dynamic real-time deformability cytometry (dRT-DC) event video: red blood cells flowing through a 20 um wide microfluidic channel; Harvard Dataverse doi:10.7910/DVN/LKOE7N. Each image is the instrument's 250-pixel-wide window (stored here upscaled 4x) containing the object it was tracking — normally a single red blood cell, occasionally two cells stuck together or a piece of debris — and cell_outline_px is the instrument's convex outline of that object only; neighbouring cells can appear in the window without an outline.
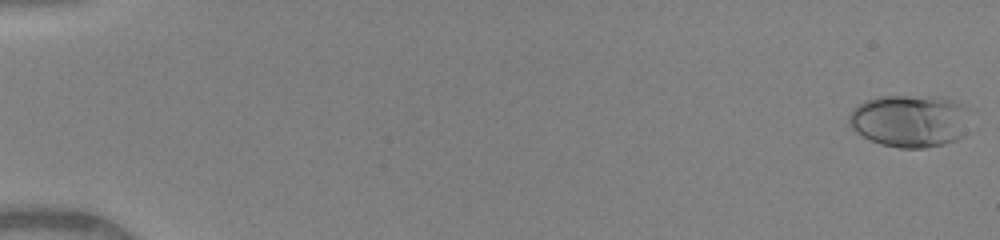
{"species": "human", "species_latin": "Homo sapiens", "temperature_condition": "warm", "stored_images_in_passage": 50, "camera_frame_rate_fps": 3000, "um_per_image_px": 0.085, "donor": {"sex": "female"}, "frame": {"image": 1, "passage_image": 1, "time_ms": 0.0, "image_size_px": [1000, 240], "cell_outline_px": [[968, 132], [964, 136], [956, 140], [944, 144], [924, 148], [900, 148], [880, 144], [856, 132], [848, 124], [848, 116], [852, 108], [864, 100], [880, 96], [940, 96], [956, 100], [964, 104], [968, 108]], "centroid_in_image_um": [77.37, 10.26], "position_along_channel_um": 7.6, "area_um2": 37.86}}
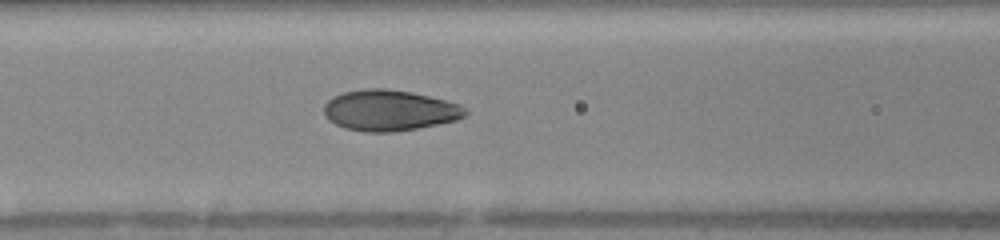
{"frame": {"image": 2, "passage_image": 23, "time_ms": 7.333, "image_size_px": [1000, 240], "cell_outline_px": [[468, 112], [464, 116], [456, 120], [416, 128], [392, 132], [364, 132], [344, 128], [328, 120], [324, 116], [324, 104], [332, 96], [344, 92], [368, 88], [384, 88], [412, 92], [460, 104]], "centroid_in_image_um": [33.06, 9.38], "position_along_channel_um": 133.5, "area_um2": 33.58}}
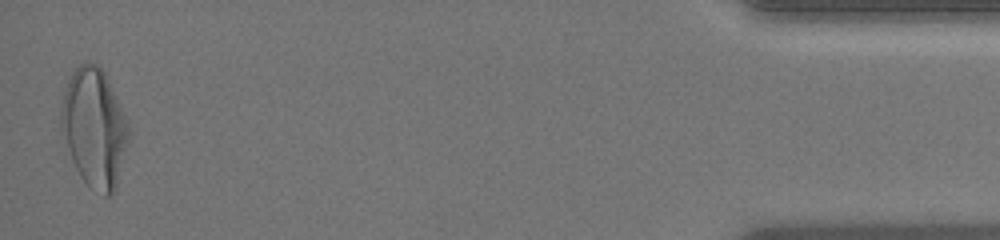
{"frame": {"image": 3, "passage_image": 50, "time_ms": 16.333, "image_size_px": [1000, 240], "cell_outline_px": [[128, 140], [116, 188], [108, 196], [104, 196], [92, 188], [80, 176], [72, 160], [60, 124], [60, 108], [68, 80], [72, 72], [80, 64], [96, 64], [104, 72], [128, 120]], "centroid_in_image_um": [8.01, 10.86], "position_along_channel_um": 427.2, "area_um2": 45.89}, "authors_computed_cell_mechanics": {"area_um2": 34.1598, "velocity_mm_per_s": 4.0987, "shape_relaxation_time_tau1_ms": 4.2627, "shape_relaxation_time_tau2_ms": null, "deformation_change_tau1": 0.2105, "deformation_change_tau2": null}}